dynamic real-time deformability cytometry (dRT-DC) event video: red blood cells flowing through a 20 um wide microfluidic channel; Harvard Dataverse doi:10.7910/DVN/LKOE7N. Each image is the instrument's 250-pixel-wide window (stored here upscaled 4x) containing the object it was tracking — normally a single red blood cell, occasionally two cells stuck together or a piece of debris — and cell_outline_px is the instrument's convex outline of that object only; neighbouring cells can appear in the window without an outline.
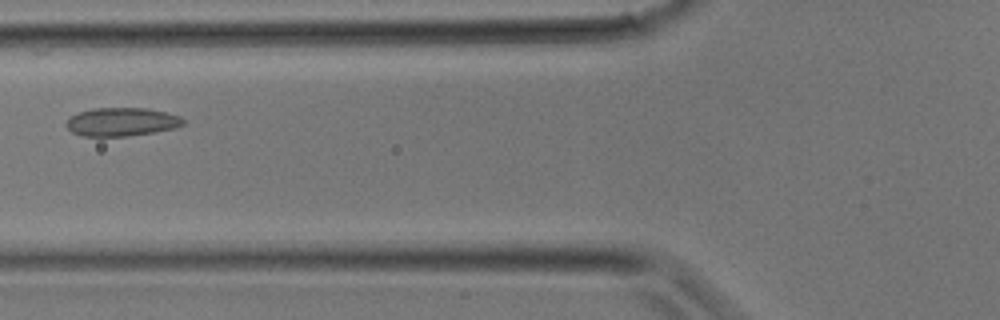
{"species": "common noctule bat (a hibernating species)", "species_latin": "Nyctalus noctula", "temperature_condition": "room temperature", "stored_images_in_passage": 24, "camera_frame_rate_fps": 3000, "um_per_image_px": 0.085, "animal": {"sex": "male", "body_mass_g": 17.9}, "frame": {"image": 1, "passage_image": 5, "time_ms": 1.333, "image_size_px": [1000, 320], "cell_outline_px": [[184, 124], [176, 128], [128, 136], [80, 136], [72, 132], [64, 124], [68, 116], [92, 108], [144, 108], [164, 112], [180, 116], [184, 120]], "centroid_in_image_um": [10.29, 10.36], "position_along_channel_um": 115.5, "area_um2": 19.42}}
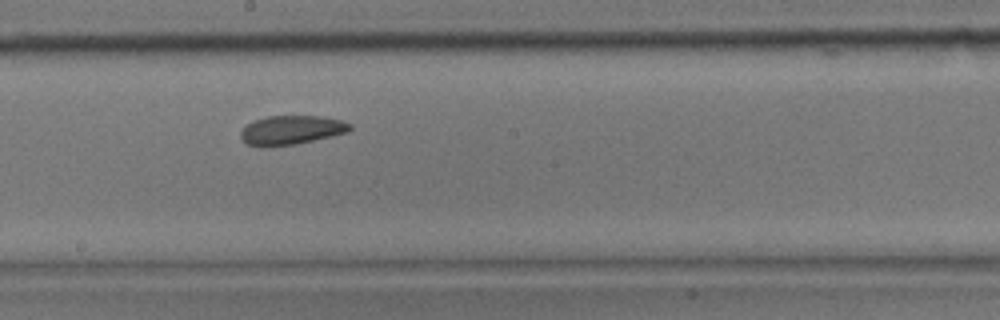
{"frame": {"image": 2, "passage_image": 10, "time_ms": 3.0, "image_size_px": [1000, 320], "cell_outline_px": [[352, 128], [348, 132], [296, 144], [264, 148], [260, 148], [248, 144], [240, 140], [240, 132], [248, 124], [256, 120], [268, 116], [320, 116], [340, 120], [352, 124]], "centroid_in_image_um": [24.73, 11.07], "position_along_channel_um": 223.5, "area_um2": 18.61}}
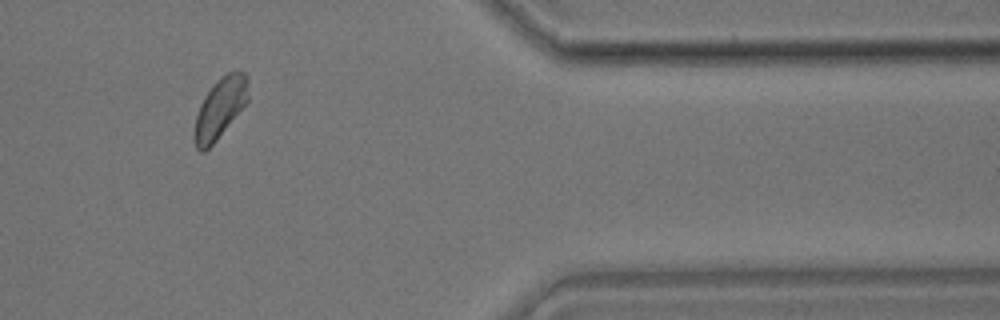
{"frame": {"image": 3, "passage_image": 19, "time_ms": 6.0, "image_size_px": [1000, 320], "cell_outline_px": [[248, 100], [216, 140], [204, 152], [200, 152], [196, 148], [192, 136], [196, 116], [200, 104], [204, 96], [216, 80], [220, 76], [228, 72], [244, 72], [248, 76]], "centroid_in_image_um": [18.67, 9.19], "position_along_channel_um": 392.7, "area_um2": 18.9}}